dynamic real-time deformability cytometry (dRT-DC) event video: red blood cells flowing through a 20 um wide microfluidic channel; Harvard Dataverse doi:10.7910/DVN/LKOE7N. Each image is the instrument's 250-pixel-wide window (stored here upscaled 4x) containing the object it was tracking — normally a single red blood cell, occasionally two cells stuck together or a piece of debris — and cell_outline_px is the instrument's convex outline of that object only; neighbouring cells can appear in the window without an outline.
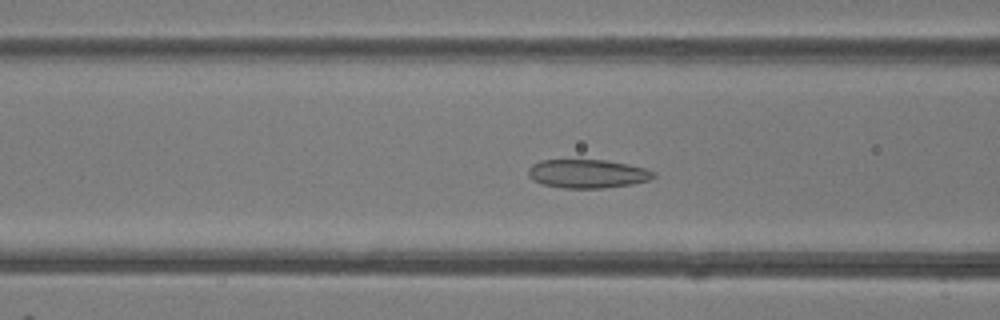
{"species": "common noctule bat (a hibernating species)", "species_latin": "Nyctalus noctula", "temperature_condition": "room temperature", "stored_images_in_passage": 49, "camera_frame_rate_fps": 3000, "um_per_image_px": 0.085, "animal": {"sex": "female"}, "frame": {"image": 1, "passage_image": 19, "time_ms": 6.0, "image_size_px": [1000, 320], "cell_outline_px": [[656, 176], [648, 180], [632, 184], [604, 188], [564, 188], [544, 184], [532, 180], [528, 176], [528, 168], [532, 164], [540, 160], [608, 160], [628, 164], [644, 168], [656, 172]], "centroid_in_image_um": [49.93, 14.76], "position_along_channel_um": 116.7, "area_um2": 20.98}}
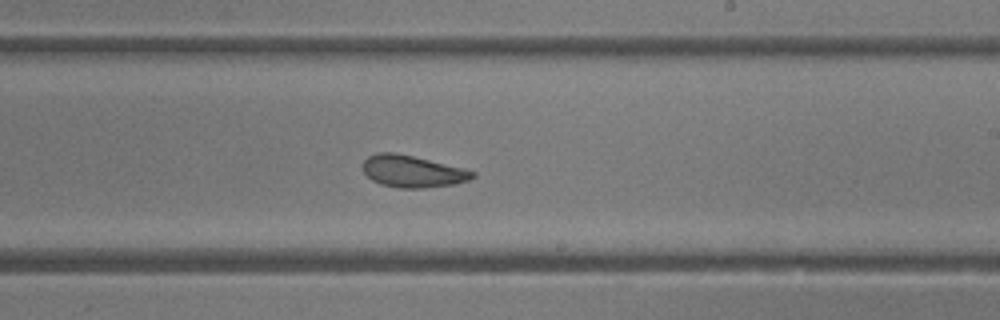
{"frame": {"image": 2, "passage_image": 29, "time_ms": 9.333, "image_size_px": [1000, 320], "cell_outline_px": [[476, 176], [468, 180], [456, 184], [424, 188], [396, 188], [380, 184], [372, 180], [364, 172], [364, 160], [368, 156], [376, 152], [392, 152], [412, 156], [464, 168], [476, 172]], "centroid_in_image_um": [35.07, 14.57], "position_along_channel_um": 253.9, "area_um2": 20.4}}
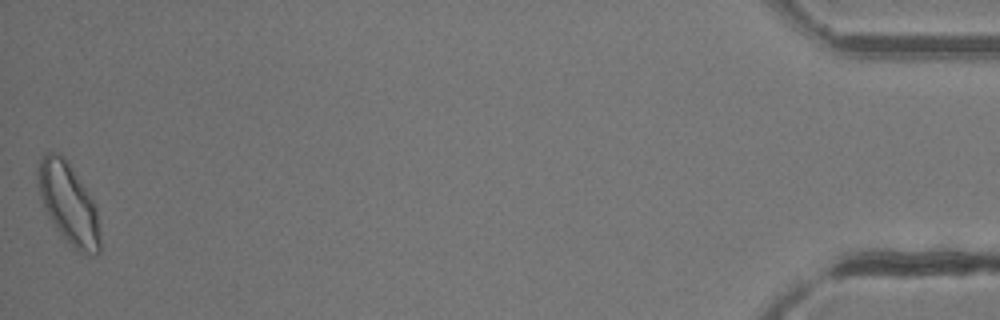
{"frame": {"image": 3, "passage_image": 49, "time_ms": 16.0, "image_size_px": [1000, 320], "cell_outline_px": [[100, 252], [96, 256], [92, 256], [76, 252], [56, 228], [48, 216], [40, 196], [36, 176], [36, 172], [40, 160], [48, 152], [60, 152], [68, 160], [96, 204], [100, 236]], "centroid_in_image_um": [5.84, 17.31], "position_along_channel_um": 429.4, "area_um2": 29.71}, "authors_computed_cell_mechanics": {"area_um2": 22.6576, "velocity_mm_per_s": 4.1159, "shape_relaxation_time_tau1_ms": 4.9408, "shape_relaxation_time_tau2_ms": 2.1548, "deformation_change_tau1": 0.1247, "deformation_change_tau2": 0.0823}}